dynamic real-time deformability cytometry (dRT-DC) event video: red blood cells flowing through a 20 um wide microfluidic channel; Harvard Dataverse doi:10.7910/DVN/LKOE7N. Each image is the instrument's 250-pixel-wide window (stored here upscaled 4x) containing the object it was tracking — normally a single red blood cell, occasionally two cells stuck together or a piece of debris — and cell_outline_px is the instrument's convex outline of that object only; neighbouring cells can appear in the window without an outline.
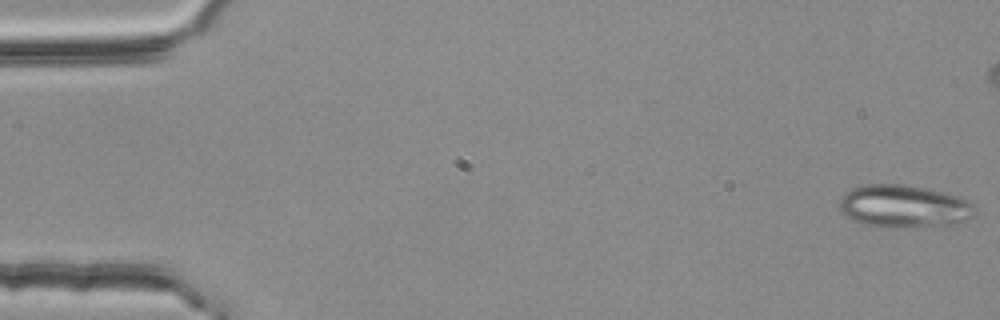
{"species": "common noctule bat (a hibernating species)", "species_latin": "Nyctalus noctula", "temperature_condition": "room temperature", "stored_images_in_passage": 4, "camera_frame_rate_fps": 3000, "um_per_image_px": 0.085, "animal": {"sex": "female", "body_mass_g": 25.1}, "frame": {"image": 1, "passage_image": 1, "time_ms": 0.0, "image_size_px": [1000, 320], "cell_outline_px": [[976, 208], [972, 216], [956, 224], [896, 228], [884, 228], [860, 224], [852, 220], [840, 212], [840, 196], [844, 192], [852, 188], [864, 184], [904, 184], [924, 188], [956, 196], [972, 204]], "centroid_in_image_um": [76.74, 17.55], "position_along_channel_um": 8.3, "area_um2": 33.81}}